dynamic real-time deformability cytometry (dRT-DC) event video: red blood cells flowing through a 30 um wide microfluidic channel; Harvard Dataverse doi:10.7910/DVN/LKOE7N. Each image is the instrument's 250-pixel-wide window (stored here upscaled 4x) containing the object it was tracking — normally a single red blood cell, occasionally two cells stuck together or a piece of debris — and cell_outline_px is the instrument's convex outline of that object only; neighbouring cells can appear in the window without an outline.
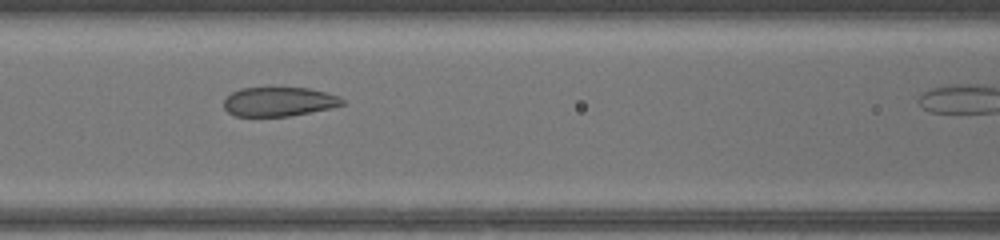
{"species": "common noctule bat (a hibernating species)", "species_latin": "Nyctalus noctula", "temperature_condition": "warm", "stored_images_in_passage": 16, "camera_frame_rate_fps": 3000, "um_per_image_px": 0.085, "animal": {"sex": "female", "body_mass_g": 17.0, "forearm_length_mm": 48.0}, "frame": {"image": 1, "passage_image": 10, "time_ms": 3.0, "image_size_px": [1000, 240], "cell_outline_px": [[344, 104], [332, 108], [288, 116], [236, 116], [228, 112], [224, 108], [224, 100], [232, 92], [240, 88], [280, 84], [308, 88], [340, 96], [344, 100]], "centroid_in_image_um": [23.7, 8.58], "position_along_channel_um": 142.9, "area_um2": 21.04}}
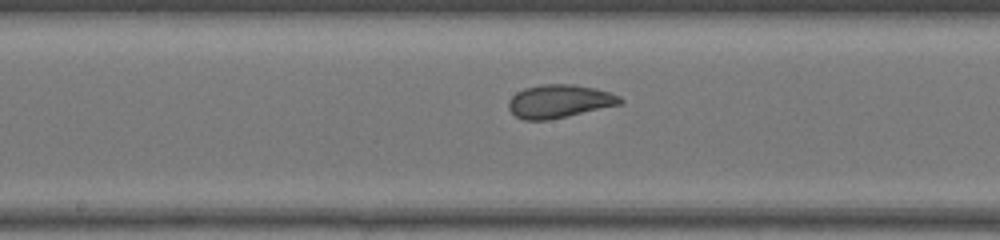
{"frame": {"image": 2, "passage_image": 14, "time_ms": 4.333, "image_size_px": [1000, 240], "cell_outline_px": [[624, 100], [620, 104], [548, 120], [524, 120], [516, 116], [508, 108], [508, 100], [516, 92], [524, 88], [540, 84], [572, 84], [596, 88], [620, 96]], "centroid_in_image_um": [47.51, 8.59], "position_along_channel_um": 200.7, "area_um2": 21.5}}